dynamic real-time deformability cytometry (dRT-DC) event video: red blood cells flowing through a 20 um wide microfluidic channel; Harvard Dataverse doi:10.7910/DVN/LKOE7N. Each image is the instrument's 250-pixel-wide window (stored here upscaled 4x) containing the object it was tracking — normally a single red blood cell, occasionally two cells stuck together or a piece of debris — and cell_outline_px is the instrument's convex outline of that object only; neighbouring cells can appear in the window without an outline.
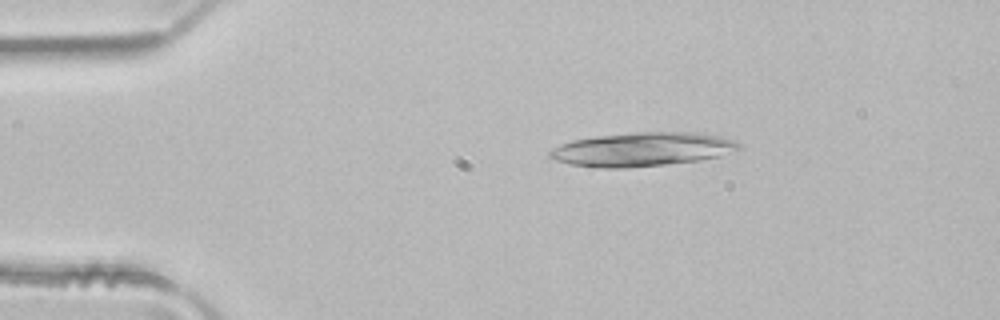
{"species": "common noctule bat (a hibernating species)", "species_latin": "Nyctalus noctula", "temperature_condition": "room temperature", "stored_images_in_passage": 2, "camera_frame_rate_fps": 3000, "um_per_image_px": 0.085, "animal": {"sex": "male", "body_mass_g": 21.5, "forearm_length_mm": 52.0}, "frame": {"image": 1, "passage_image": 1, "time_ms": 0.0, "image_size_px": [1000, 320], "cell_outline_px": [[740, 148], [720, 156], [700, 160], [668, 164], [628, 168], [600, 168], [572, 164], [556, 160], [548, 156], [548, 152], [552, 148], [560, 144], [572, 140], [596, 136], [636, 132], [696, 132], [720, 136], [732, 140], [740, 144]], "centroid_in_image_um": [54.57, 12.69], "position_along_channel_um": 30.4, "area_um2": 37.28}}